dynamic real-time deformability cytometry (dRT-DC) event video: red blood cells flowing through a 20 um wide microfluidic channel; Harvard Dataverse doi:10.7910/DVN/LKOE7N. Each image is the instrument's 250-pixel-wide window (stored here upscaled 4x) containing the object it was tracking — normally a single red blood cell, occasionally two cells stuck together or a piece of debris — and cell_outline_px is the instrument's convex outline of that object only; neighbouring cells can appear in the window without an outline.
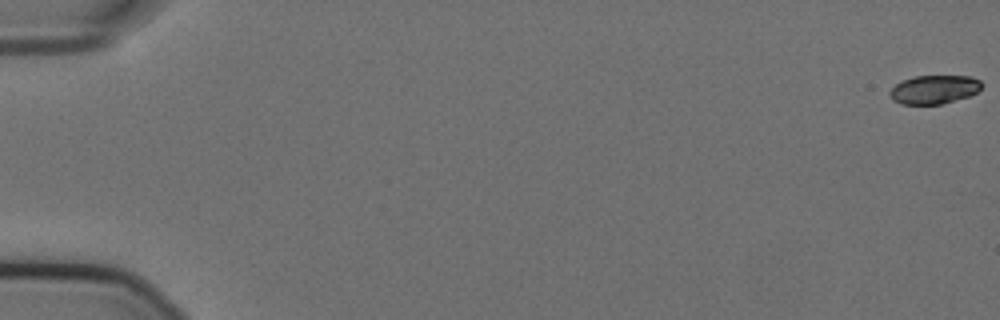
{"species": "Egyptian fruit bat (a non-hibernating species)", "species_latin": "Rousettus aegyptiacus", "temperature_condition": "cold", "stored_images_in_passage": 20, "camera_frame_rate_fps": 3000, "um_per_image_px": 0.085, "animal": {"sex": "female"}, "frame": {"image": 1, "passage_image": 1, "time_ms": 0.0, "image_size_px": [1000, 320], "cell_outline_px": [[984, 84], [976, 92], [968, 96], [940, 104], [900, 104], [892, 100], [888, 92], [896, 84], [904, 80], [916, 76], [972, 76], [980, 80]], "centroid_in_image_um": [79.4, 7.6], "position_along_channel_um": 5.6, "area_um2": 15.26}}
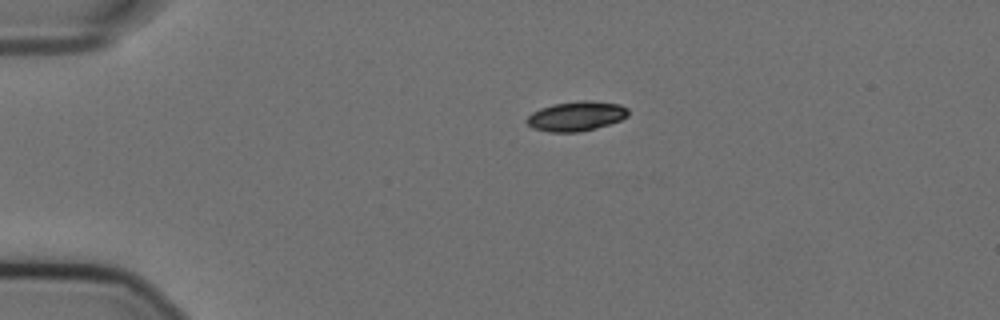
{"frame": {"image": 2, "passage_image": 14, "time_ms": 4.333, "image_size_px": [1000, 320], "cell_outline_px": [[628, 116], [620, 120], [596, 128], [580, 132], [548, 132], [532, 128], [524, 120], [532, 112], [540, 108], [552, 104], [580, 100], [592, 100], [620, 104], [628, 108]], "centroid_in_image_um": [48.96, 9.86], "position_along_channel_um": 36.0, "area_um2": 17.74}}